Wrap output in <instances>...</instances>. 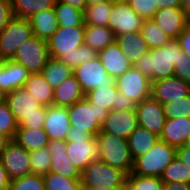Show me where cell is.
Wrapping results in <instances>:
<instances>
[{
  "label": "cell",
  "mask_w": 190,
  "mask_h": 190,
  "mask_svg": "<svg viewBox=\"0 0 190 190\" xmlns=\"http://www.w3.org/2000/svg\"><path fill=\"white\" fill-rule=\"evenodd\" d=\"M43 129L49 140L65 141L71 129L68 108L54 105L48 106Z\"/></svg>",
  "instance_id": "20"
},
{
  "label": "cell",
  "mask_w": 190,
  "mask_h": 190,
  "mask_svg": "<svg viewBox=\"0 0 190 190\" xmlns=\"http://www.w3.org/2000/svg\"><path fill=\"white\" fill-rule=\"evenodd\" d=\"M98 57L109 76L114 79L122 76L132 66L116 41L106 46L104 50L99 51Z\"/></svg>",
  "instance_id": "22"
},
{
  "label": "cell",
  "mask_w": 190,
  "mask_h": 190,
  "mask_svg": "<svg viewBox=\"0 0 190 190\" xmlns=\"http://www.w3.org/2000/svg\"><path fill=\"white\" fill-rule=\"evenodd\" d=\"M52 155L46 148L30 151L31 173L45 175L49 173Z\"/></svg>",
  "instance_id": "41"
},
{
  "label": "cell",
  "mask_w": 190,
  "mask_h": 190,
  "mask_svg": "<svg viewBox=\"0 0 190 190\" xmlns=\"http://www.w3.org/2000/svg\"><path fill=\"white\" fill-rule=\"evenodd\" d=\"M176 157V147L159 140L145 155L134 160L130 175L161 177Z\"/></svg>",
  "instance_id": "5"
},
{
  "label": "cell",
  "mask_w": 190,
  "mask_h": 190,
  "mask_svg": "<svg viewBox=\"0 0 190 190\" xmlns=\"http://www.w3.org/2000/svg\"><path fill=\"white\" fill-rule=\"evenodd\" d=\"M47 41L33 35L16 50L12 60L23 65L30 74L41 73L49 59Z\"/></svg>",
  "instance_id": "8"
},
{
  "label": "cell",
  "mask_w": 190,
  "mask_h": 190,
  "mask_svg": "<svg viewBox=\"0 0 190 190\" xmlns=\"http://www.w3.org/2000/svg\"><path fill=\"white\" fill-rule=\"evenodd\" d=\"M84 93L75 75L64 80L55 90L52 105L69 107L84 99Z\"/></svg>",
  "instance_id": "25"
},
{
  "label": "cell",
  "mask_w": 190,
  "mask_h": 190,
  "mask_svg": "<svg viewBox=\"0 0 190 190\" xmlns=\"http://www.w3.org/2000/svg\"><path fill=\"white\" fill-rule=\"evenodd\" d=\"M9 190H46L42 175L28 174L10 181Z\"/></svg>",
  "instance_id": "43"
},
{
  "label": "cell",
  "mask_w": 190,
  "mask_h": 190,
  "mask_svg": "<svg viewBox=\"0 0 190 190\" xmlns=\"http://www.w3.org/2000/svg\"><path fill=\"white\" fill-rule=\"evenodd\" d=\"M152 20L170 39H177L190 23L189 15L181 8L158 9Z\"/></svg>",
  "instance_id": "18"
},
{
  "label": "cell",
  "mask_w": 190,
  "mask_h": 190,
  "mask_svg": "<svg viewBox=\"0 0 190 190\" xmlns=\"http://www.w3.org/2000/svg\"><path fill=\"white\" fill-rule=\"evenodd\" d=\"M57 0H10L15 17L29 19L34 14L54 9Z\"/></svg>",
  "instance_id": "30"
},
{
  "label": "cell",
  "mask_w": 190,
  "mask_h": 190,
  "mask_svg": "<svg viewBox=\"0 0 190 190\" xmlns=\"http://www.w3.org/2000/svg\"><path fill=\"white\" fill-rule=\"evenodd\" d=\"M13 140L27 151L46 148L50 141L43 128H17Z\"/></svg>",
  "instance_id": "28"
},
{
  "label": "cell",
  "mask_w": 190,
  "mask_h": 190,
  "mask_svg": "<svg viewBox=\"0 0 190 190\" xmlns=\"http://www.w3.org/2000/svg\"><path fill=\"white\" fill-rule=\"evenodd\" d=\"M10 179L0 159V190H9Z\"/></svg>",
  "instance_id": "51"
},
{
  "label": "cell",
  "mask_w": 190,
  "mask_h": 190,
  "mask_svg": "<svg viewBox=\"0 0 190 190\" xmlns=\"http://www.w3.org/2000/svg\"><path fill=\"white\" fill-rule=\"evenodd\" d=\"M163 184L160 177L128 175L125 190H163Z\"/></svg>",
  "instance_id": "39"
},
{
  "label": "cell",
  "mask_w": 190,
  "mask_h": 190,
  "mask_svg": "<svg viewBox=\"0 0 190 190\" xmlns=\"http://www.w3.org/2000/svg\"><path fill=\"white\" fill-rule=\"evenodd\" d=\"M115 1H124V2H128L129 0H115Z\"/></svg>",
  "instance_id": "62"
},
{
  "label": "cell",
  "mask_w": 190,
  "mask_h": 190,
  "mask_svg": "<svg viewBox=\"0 0 190 190\" xmlns=\"http://www.w3.org/2000/svg\"><path fill=\"white\" fill-rule=\"evenodd\" d=\"M116 36L114 32L105 26H86L84 44L90 46L97 52L104 50L106 46L114 43Z\"/></svg>",
  "instance_id": "31"
},
{
  "label": "cell",
  "mask_w": 190,
  "mask_h": 190,
  "mask_svg": "<svg viewBox=\"0 0 190 190\" xmlns=\"http://www.w3.org/2000/svg\"><path fill=\"white\" fill-rule=\"evenodd\" d=\"M181 9L190 16V0H181Z\"/></svg>",
  "instance_id": "57"
},
{
  "label": "cell",
  "mask_w": 190,
  "mask_h": 190,
  "mask_svg": "<svg viewBox=\"0 0 190 190\" xmlns=\"http://www.w3.org/2000/svg\"><path fill=\"white\" fill-rule=\"evenodd\" d=\"M137 127L138 121L135 110H110L101 125L100 132L114 134L128 140Z\"/></svg>",
  "instance_id": "17"
},
{
  "label": "cell",
  "mask_w": 190,
  "mask_h": 190,
  "mask_svg": "<svg viewBox=\"0 0 190 190\" xmlns=\"http://www.w3.org/2000/svg\"><path fill=\"white\" fill-rule=\"evenodd\" d=\"M117 92L116 85H103L87 92L84 99L93 103L94 106L110 111L118 99L116 97Z\"/></svg>",
  "instance_id": "35"
},
{
  "label": "cell",
  "mask_w": 190,
  "mask_h": 190,
  "mask_svg": "<svg viewBox=\"0 0 190 190\" xmlns=\"http://www.w3.org/2000/svg\"><path fill=\"white\" fill-rule=\"evenodd\" d=\"M163 190H190L186 183H164Z\"/></svg>",
  "instance_id": "53"
},
{
  "label": "cell",
  "mask_w": 190,
  "mask_h": 190,
  "mask_svg": "<svg viewBox=\"0 0 190 190\" xmlns=\"http://www.w3.org/2000/svg\"><path fill=\"white\" fill-rule=\"evenodd\" d=\"M46 190H80L81 179H71L57 173L43 175Z\"/></svg>",
  "instance_id": "40"
},
{
  "label": "cell",
  "mask_w": 190,
  "mask_h": 190,
  "mask_svg": "<svg viewBox=\"0 0 190 190\" xmlns=\"http://www.w3.org/2000/svg\"><path fill=\"white\" fill-rule=\"evenodd\" d=\"M29 22L32 26L33 35L46 41L58 29V21L54 9H48L34 14L29 18Z\"/></svg>",
  "instance_id": "26"
},
{
  "label": "cell",
  "mask_w": 190,
  "mask_h": 190,
  "mask_svg": "<svg viewBox=\"0 0 190 190\" xmlns=\"http://www.w3.org/2000/svg\"><path fill=\"white\" fill-rule=\"evenodd\" d=\"M189 95L190 83L176 76L162 78L152 82L151 96L162 105Z\"/></svg>",
  "instance_id": "16"
},
{
  "label": "cell",
  "mask_w": 190,
  "mask_h": 190,
  "mask_svg": "<svg viewBox=\"0 0 190 190\" xmlns=\"http://www.w3.org/2000/svg\"><path fill=\"white\" fill-rule=\"evenodd\" d=\"M47 149L52 155L49 172L60 174L66 178L81 179V171L67 156L65 141L50 140Z\"/></svg>",
  "instance_id": "19"
},
{
  "label": "cell",
  "mask_w": 190,
  "mask_h": 190,
  "mask_svg": "<svg viewBox=\"0 0 190 190\" xmlns=\"http://www.w3.org/2000/svg\"><path fill=\"white\" fill-rule=\"evenodd\" d=\"M174 76L190 83V57H181L178 64L174 65Z\"/></svg>",
  "instance_id": "46"
},
{
  "label": "cell",
  "mask_w": 190,
  "mask_h": 190,
  "mask_svg": "<svg viewBox=\"0 0 190 190\" xmlns=\"http://www.w3.org/2000/svg\"><path fill=\"white\" fill-rule=\"evenodd\" d=\"M13 17L10 0H0V34Z\"/></svg>",
  "instance_id": "47"
},
{
  "label": "cell",
  "mask_w": 190,
  "mask_h": 190,
  "mask_svg": "<svg viewBox=\"0 0 190 190\" xmlns=\"http://www.w3.org/2000/svg\"><path fill=\"white\" fill-rule=\"evenodd\" d=\"M140 33L149 49L163 47L171 40L152 19L144 20Z\"/></svg>",
  "instance_id": "36"
},
{
  "label": "cell",
  "mask_w": 190,
  "mask_h": 190,
  "mask_svg": "<svg viewBox=\"0 0 190 190\" xmlns=\"http://www.w3.org/2000/svg\"><path fill=\"white\" fill-rule=\"evenodd\" d=\"M115 85L117 91L122 92L135 104L151 96L152 82L134 66L116 78Z\"/></svg>",
  "instance_id": "10"
},
{
  "label": "cell",
  "mask_w": 190,
  "mask_h": 190,
  "mask_svg": "<svg viewBox=\"0 0 190 190\" xmlns=\"http://www.w3.org/2000/svg\"><path fill=\"white\" fill-rule=\"evenodd\" d=\"M41 105H52L54 90L41 73L30 74L23 86Z\"/></svg>",
  "instance_id": "27"
},
{
  "label": "cell",
  "mask_w": 190,
  "mask_h": 190,
  "mask_svg": "<svg viewBox=\"0 0 190 190\" xmlns=\"http://www.w3.org/2000/svg\"><path fill=\"white\" fill-rule=\"evenodd\" d=\"M128 4L143 20L152 19L158 10L156 0H129Z\"/></svg>",
  "instance_id": "45"
},
{
  "label": "cell",
  "mask_w": 190,
  "mask_h": 190,
  "mask_svg": "<svg viewBox=\"0 0 190 190\" xmlns=\"http://www.w3.org/2000/svg\"><path fill=\"white\" fill-rule=\"evenodd\" d=\"M158 9L162 8H181V0H156Z\"/></svg>",
  "instance_id": "52"
},
{
  "label": "cell",
  "mask_w": 190,
  "mask_h": 190,
  "mask_svg": "<svg viewBox=\"0 0 190 190\" xmlns=\"http://www.w3.org/2000/svg\"><path fill=\"white\" fill-rule=\"evenodd\" d=\"M67 108L71 127L74 130L92 133L94 136L100 132L101 125L109 112L107 109L94 106L93 103L87 102L85 99Z\"/></svg>",
  "instance_id": "6"
},
{
  "label": "cell",
  "mask_w": 190,
  "mask_h": 190,
  "mask_svg": "<svg viewBox=\"0 0 190 190\" xmlns=\"http://www.w3.org/2000/svg\"><path fill=\"white\" fill-rule=\"evenodd\" d=\"M163 183H190V169L177 157L165 168L161 175Z\"/></svg>",
  "instance_id": "37"
},
{
  "label": "cell",
  "mask_w": 190,
  "mask_h": 190,
  "mask_svg": "<svg viewBox=\"0 0 190 190\" xmlns=\"http://www.w3.org/2000/svg\"><path fill=\"white\" fill-rule=\"evenodd\" d=\"M33 36L29 19L13 17L0 34V55L4 60L12 59L18 47Z\"/></svg>",
  "instance_id": "9"
},
{
  "label": "cell",
  "mask_w": 190,
  "mask_h": 190,
  "mask_svg": "<svg viewBox=\"0 0 190 190\" xmlns=\"http://www.w3.org/2000/svg\"><path fill=\"white\" fill-rule=\"evenodd\" d=\"M96 140L101 151L100 160L111 167L120 169L127 176L131 174L134 159L132 158L128 140L114 134L99 132Z\"/></svg>",
  "instance_id": "3"
},
{
  "label": "cell",
  "mask_w": 190,
  "mask_h": 190,
  "mask_svg": "<svg viewBox=\"0 0 190 190\" xmlns=\"http://www.w3.org/2000/svg\"><path fill=\"white\" fill-rule=\"evenodd\" d=\"M60 2L69 4L81 11H85V8L87 7L86 0H58Z\"/></svg>",
  "instance_id": "54"
},
{
  "label": "cell",
  "mask_w": 190,
  "mask_h": 190,
  "mask_svg": "<svg viewBox=\"0 0 190 190\" xmlns=\"http://www.w3.org/2000/svg\"><path fill=\"white\" fill-rule=\"evenodd\" d=\"M11 141V139L4 134L0 133V154L6 148L7 144Z\"/></svg>",
  "instance_id": "55"
},
{
  "label": "cell",
  "mask_w": 190,
  "mask_h": 190,
  "mask_svg": "<svg viewBox=\"0 0 190 190\" xmlns=\"http://www.w3.org/2000/svg\"><path fill=\"white\" fill-rule=\"evenodd\" d=\"M116 97L118 98L116 100V103L113 104L112 110H118V111H127V110H135L136 104L126 97L122 92H117Z\"/></svg>",
  "instance_id": "48"
},
{
  "label": "cell",
  "mask_w": 190,
  "mask_h": 190,
  "mask_svg": "<svg viewBox=\"0 0 190 190\" xmlns=\"http://www.w3.org/2000/svg\"><path fill=\"white\" fill-rule=\"evenodd\" d=\"M184 56L179 42L171 39L163 47L149 49L133 66L154 82L174 76V65Z\"/></svg>",
  "instance_id": "1"
},
{
  "label": "cell",
  "mask_w": 190,
  "mask_h": 190,
  "mask_svg": "<svg viewBox=\"0 0 190 190\" xmlns=\"http://www.w3.org/2000/svg\"><path fill=\"white\" fill-rule=\"evenodd\" d=\"M80 190H125V188H104L100 186H81Z\"/></svg>",
  "instance_id": "56"
},
{
  "label": "cell",
  "mask_w": 190,
  "mask_h": 190,
  "mask_svg": "<svg viewBox=\"0 0 190 190\" xmlns=\"http://www.w3.org/2000/svg\"><path fill=\"white\" fill-rule=\"evenodd\" d=\"M163 111L165 113L166 119H172V118H184L189 117L190 118V95L174 100L173 102H169L166 104H163Z\"/></svg>",
  "instance_id": "44"
},
{
  "label": "cell",
  "mask_w": 190,
  "mask_h": 190,
  "mask_svg": "<svg viewBox=\"0 0 190 190\" xmlns=\"http://www.w3.org/2000/svg\"><path fill=\"white\" fill-rule=\"evenodd\" d=\"M184 146H185L186 148L190 149V134H189V136L187 137V139H186V141H185V143H184Z\"/></svg>",
  "instance_id": "59"
},
{
  "label": "cell",
  "mask_w": 190,
  "mask_h": 190,
  "mask_svg": "<svg viewBox=\"0 0 190 190\" xmlns=\"http://www.w3.org/2000/svg\"><path fill=\"white\" fill-rule=\"evenodd\" d=\"M138 126L160 137L166 122L163 106L152 96L136 104Z\"/></svg>",
  "instance_id": "15"
},
{
  "label": "cell",
  "mask_w": 190,
  "mask_h": 190,
  "mask_svg": "<svg viewBox=\"0 0 190 190\" xmlns=\"http://www.w3.org/2000/svg\"><path fill=\"white\" fill-rule=\"evenodd\" d=\"M10 181L31 174L30 151L11 140L0 154Z\"/></svg>",
  "instance_id": "13"
},
{
  "label": "cell",
  "mask_w": 190,
  "mask_h": 190,
  "mask_svg": "<svg viewBox=\"0 0 190 190\" xmlns=\"http://www.w3.org/2000/svg\"><path fill=\"white\" fill-rule=\"evenodd\" d=\"M41 74L55 90L64 80L74 74L73 69L65 65L60 59L49 57Z\"/></svg>",
  "instance_id": "32"
},
{
  "label": "cell",
  "mask_w": 190,
  "mask_h": 190,
  "mask_svg": "<svg viewBox=\"0 0 190 190\" xmlns=\"http://www.w3.org/2000/svg\"><path fill=\"white\" fill-rule=\"evenodd\" d=\"M58 27L71 28L76 26H86L84 24L83 11L57 0L54 7Z\"/></svg>",
  "instance_id": "34"
},
{
  "label": "cell",
  "mask_w": 190,
  "mask_h": 190,
  "mask_svg": "<svg viewBox=\"0 0 190 190\" xmlns=\"http://www.w3.org/2000/svg\"><path fill=\"white\" fill-rule=\"evenodd\" d=\"M97 57L98 52L96 50L83 44L72 53H63L58 59L74 70L76 67Z\"/></svg>",
  "instance_id": "38"
},
{
  "label": "cell",
  "mask_w": 190,
  "mask_h": 190,
  "mask_svg": "<svg viewBox=\"0 0 190 190\" xmlns=\"http://www.w3.org/2000/svg\"><path fill=\"white\" fill-rule=\"evenodd\" d=\"M67 156L82 172L92 161L100 160L101 151L96 136L71 127L66 139Z\"/></svg>",
  "instance_id": "4"
},
{
  "label": "cell",
  "mask_w": 190,
  "mask_h": 190,
  "mask_svg": "<svg viewBox=\"0 0 190 190\" xmlns=\"http://www.w3.org/2000/svg\"><path fill=\"white\" fill-rule=\"evenodd\" d=\"M144 20L130 7L128 2L113 0L109 28L115 36L140 32Z\"/></svg>",
  "instance_id": "14"
},
{
  "label": "cell",
  "mask_w": 190,
  "mask_h": 190,
  "mask_svg": "<svg viewBox=\"0 0 190 190\" xmlns=\"http://www.w3.org/2000/svg\"><path fill=\"white\" fill-rule=\"evenodd\" d=\"M105 1H111V0H86L87 6L93 5V4H99Z\"/></svg>",
  "instance_id": "58"
},
{
  "label": "cell",
  "mask_w": 190,
  "mask_h": 190,
  "mask_svg": "<svg viewBox=\"0 0 190 190\" xmlns=\"http://www.w3.org/2000/svg\"><path fill=\"white\" fill-rule=\"evenodd\" d=\"M176 157L190 169V149L185 146L177 147Z\"/></svg>",
  "instance_id": "50"
},
{
  "label": "cell",
  "mask_w": 190,
  "mask_h": 190,
  "mask_svg": "<svg viewBox=\"0 0 190 190\" xmlns=\"http://www.w3.org/2000/svg\"><path fill=\"white\" fill-rule=\"evenodd\" d=\"M5 101V94L0 91V104Z\"/></svg>",
  "instance_id": "60"
},
{
  "label": "cell",
  "mask_w": 190,
  "mask_h": 190,
  "mask_svg": "<svg viewBox=\"0 0 190 190\" xmlns=\"http://www.w3.org/2000/svg\"><path fill=\"white\" fill-rule=\"evenodd\" d=\"M5 101L15 116L18 128H43L47 107L41 105L23 87L5 94Z\"/></svg>",
  "instance_id": "2"
},
{
  "label": "cell",
  "mask_w": 190,
  "mask_h": 190,
  "mask_svg": "<svg viewBox=\"0 0 190 190\" xmlns=\"http://www.w3.org/2000/svg\"><path fill=\"white\" fill-rule=\"evenodd\" d=\"M127 175L101 160L92 161L81 172V186L125 188Z\"/></svg>",
  "instance_id": "7"
},
{
  "label": "cell",
  "mask_w": 190,
  "mask_h": 190,
  "mask_svg": "<svg viewBox=\"0 0 190 190\" xmlns=\"http://www.w3.org/2000/svg\"><path fill=\"white\" fill-rule=\"evenodd\" d=\"M158 141L159 136L138 126L128 138L132 158L135 160L137 157L145 155Z\"/></svg>",
  "instance_id": "29"
},
{
  "label": "cell",
  "mask_w": 190,
  "mask_h": 190,
  "mask_svg": "<svg viewBox=\"0 0 190 190\" xmlns=\"http://www.w3.org/2000/svg\"><path fill=\"white\" fill-rule=\"evenodd\" d=\"M85 27L76 26L71 28L58 27L55 33L47 41L49 56L60 57L63 53H72L84 44Z\"/></svg>",
  "instance_id": "11"
},
{
  "label": "cell",
  "mask_w": 190,
  "mask_h": 190,
  "mask_svg": "<svg viewBox=\"0 0 190 190\" xmlns=\"http://www.w3.org/2000/svg\"><path fill=\"white\" fill-rule=\"evenodd\" d=\"M73 72L84 94L103 85H115V79L109 76L99 57L76 67Z\"/></svg>",
  "instance_id": "12"
},
{
  "label": "cell",
  "mask_w": 190,
  "mask_h": 190,
  "mask_svg": "<svg viewBox=\"0 0 190 190\" xmlns=\"http://www.w3.org/2000/svg\"><path fill=\"white\" fill-rule=\"evenodd\" d=\"M112 6L113 0L87 6L83 12L84 24L109 27Z\"/></svg>",
  "instance_id": "33"
},
{
  "label": "cell",
  "mask_w": 190,
  "mask_h": 190,
  "mask_svg": "<svg viewBox=\"0 0 190 190\" xmlns=\"http://www.w3.org/2000/svg\"><path fill=\"white\" fill-rule=\"evenodd\" d=\"M116 42L132 66L149 51L140 32L120 34L116 36Z\"/></svg>",
  "instance_id": "24"
},
{
  "label": "cell",
  "mask_w": 190,
  "mask_h": 190,
  "mask_svg": "<svg viewBox=\"0 0 190 190\" xmlns=\"http://www.w3.org/2000/svg\"><path fill=\"white\" fill-rule=\"evenodd\" d=\"M30 73L23 65L12 59L0 66V91L7 94L24 86Z\"/></svg>",
  "instance_id": "21"
},
{
  "label": "cell",
  "mask_w": 190,
  "mask_h": 190,
  "mask_svg": "<svg viewBox=\"0 0 190 190\" xmlns=\"http://www.w3.org/2000/svg\"><path fill=\"white\" fill-rule=\"evenodd\" d=\"M18 123L6 101L0 104V133L13 140Z\"/></svg>",
  "instance_id": "42"
},
{
  "label": "cell",
  "mask_w": 190,
  "mask_h": 190,
  "mask_svg": "<svg viewBox=\"0 0 190 190\" xmlns=\"http://www.w3.org/2000/svg\"><path fill=\"white\" fill-rule=\"evenodd\" d=\"M3 62H4V59L0 55V66L2 65Z\"/></svg>",
  "instance_id": "61"
},
{
  "label": "cell",
  "mask_w": 190,
  "mask_h": 190,
  "mask_svg": "<svg viewBox=\"0 0 190 190\" xmlns=\"http://www.w3.org/2000/svg\"><path fill=\"white\" fill-rule=\"evenodd\" d=\"M190 134V118L167 119L159 140L167 142L174 147L184 146Z\"/></svg>",
  "instance_id": "23"
},
{
  "label": "cell",
  "mask_w": 190,
  "mask_h": 190,
  "mask_svg": "<svg viewBox=\"0 0 190 190\" xmlns=\"http://www.w3.org/2000/svg\"><path fill=\"white\" fill-rule=\"evenodd\" d=\"M176 40L179 42L180 48L185 55L190 57V23L184 28Z\"/></svg>",
  "instance_id": "49"
}]
</instances>
